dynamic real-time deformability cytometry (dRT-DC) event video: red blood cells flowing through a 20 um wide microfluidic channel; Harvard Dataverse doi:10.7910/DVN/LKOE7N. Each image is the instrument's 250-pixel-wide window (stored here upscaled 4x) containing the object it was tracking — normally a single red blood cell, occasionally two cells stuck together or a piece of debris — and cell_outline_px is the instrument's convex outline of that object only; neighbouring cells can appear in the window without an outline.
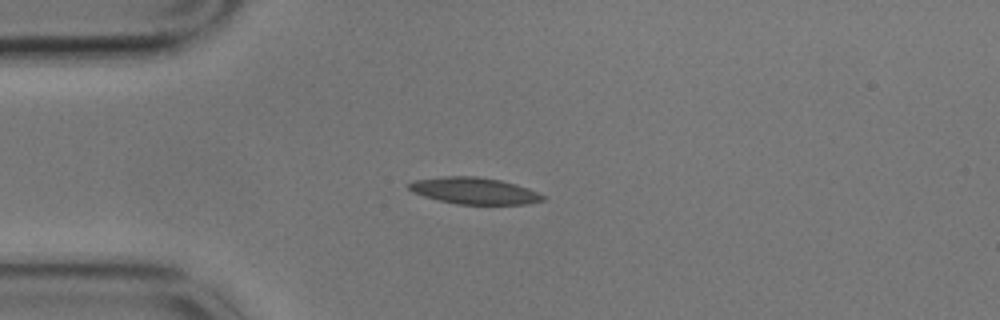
{"species": "common noctule bat (a hibernating species)", "species_latin": "Nyctalus noctula", "temperature_condition": "cold", "stored_images_in_passage": 45, "camera_frame_rate_fps": 3000, "um_per_image_px": 0.085, "animal": {"sex": "male", "body_mass_g": 17.9}, "frame": {"image": 1, "passage_image": 1, "time_ms": 0.0, "image_size_px": [1000, 320], "cell_outline_px": [[544, 200], [528, 204], [456, 204], [424, 196], [412, 192], [408, 188], [408, 184], [412, 180], [444, 176], [476, 176], [500, 180], [516, 184], [528, 188], [544, 196]], "centroid_in_image_um": [40.28, 16.21], "position_along_channel_um": 44.7, "area_um2": 20.69}}
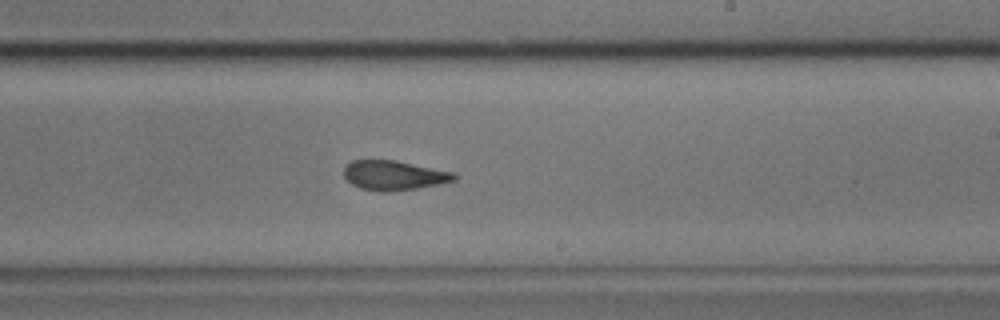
{"frame": {"image": 2, "passage_image": 21, "time_ms": 6.667, "image_size_px": [1000, 320], "cell_outline_px": [[456, 180], [440, 184], [416, 188], [388, 192], [384, 192], [360, 188], [352, 184], [344, 176], [344, 164], [352, 160], [396, 160], [456, 172]], "centroid_in_image_um": [33.5, 14.89], "position_along_channel_um": 255.5, "area_um2": 19.19}}
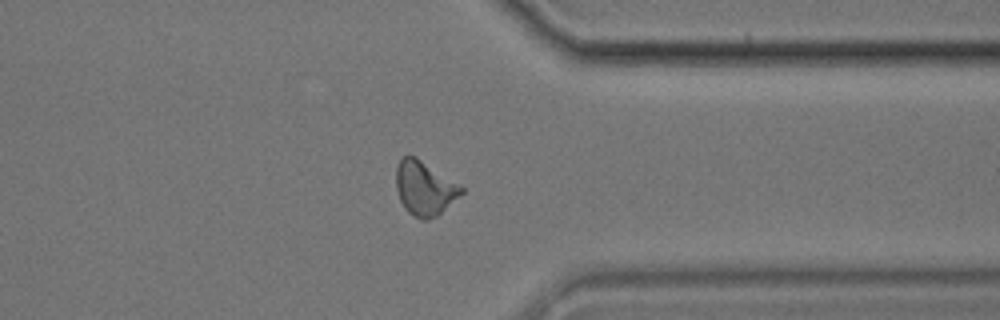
{"frame": {"image": 3, "passage_image": 32, "time_ms": 10.333, "image_size_px": [1000, 320], "cell_outline_px": [[464, 192], [460, 196], [436, 216], [428, 220], [424, 220], [408, 212], [404, 208], [400, 200], [396, 188], [396, 168], [400, 160], [404, 156], [416, 156], [460, 184], [464, 188]], "centroid_in_image_um": [36.1, 15.99], "position_along_channel_um": 375.3, "area_um2": 20.58}, "authors_computed_cell_mechanics": {"area_um2": 19.4786, "velocity_mm_per_s": 3.4077, "shape_relaxation_time_tau1_ms": 7.4164, "shape_relaxation_time_tau2_ms": 2.8381, "deformation_change_tau1": 0.1891, "deformation_change_tau2": 0.1106}}